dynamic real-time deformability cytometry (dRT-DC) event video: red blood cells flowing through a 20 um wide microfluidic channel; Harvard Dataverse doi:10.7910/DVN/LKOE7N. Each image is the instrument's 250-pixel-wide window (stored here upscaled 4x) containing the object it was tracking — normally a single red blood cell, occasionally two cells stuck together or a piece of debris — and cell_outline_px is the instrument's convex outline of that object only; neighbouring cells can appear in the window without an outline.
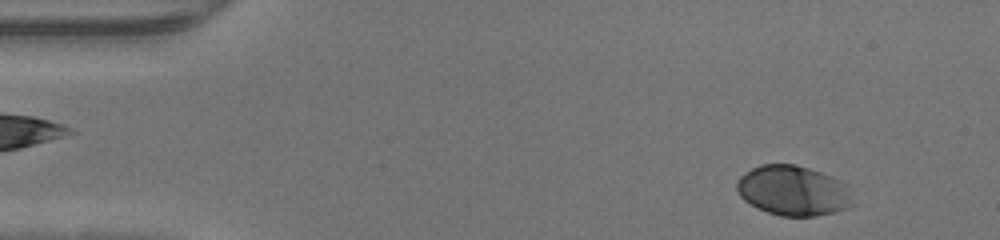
{"species": "human", "species_latin": "Homo sapiens", "temperature_condition": "warm", "stored_images_in_passage": 46, "camera_frame_rate_fps": 3000, "um_per_image_px": 0.085, "donor": {"sex": "male"}, "frame": {"image": 1, "passage_image": 3, "time_ms": 0.667, "image_size_px": [1000, 240], "cell_outline_px": [[852, 204], [848, 208], [836, 212], [816, 216], [780, 216], [768, 212], [744, 200], [740, 196], [736, 188], [736, 180], [744, 172], [760, 164], [796, 164], [832, 176], [848, 184]], "centroid_in_image_um": [67.42, 16.19], "position_along_channel_um": 17.6, "area_um2": 33.93}}
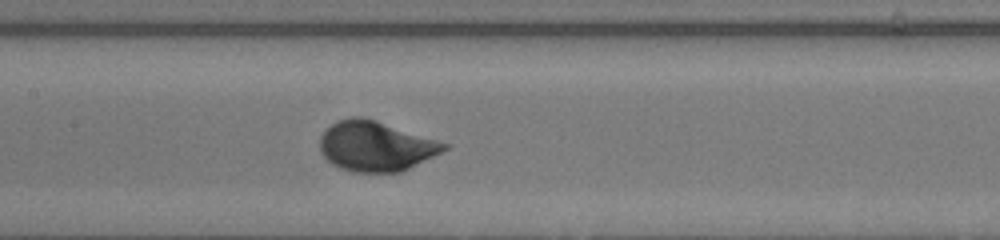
{"frame": {"image": 2, "passage_image": 21, "time_ms": 6.667, "image_size_px": [1000, 240], "cell_outline_px": [[452, 144], [448, 148], [400, 172], [352, 172], [340, 168], [332, 164], [320, 152], [320, 136], [336, 120], [352, 116], [360, 116], [376, 120]], "centroid_in_image_um": [31.93, 12.41], "position_along_channel_um": 175.5, "area_um2": 36.13}}
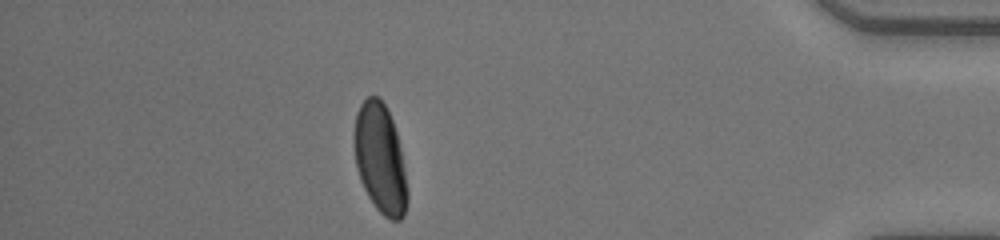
{"frame": {"image": 3, "passage_image": 40, "time_ms": 13.0, "image_size_px": [1000, 240], "cell_outline_px": [[408, 200], [404, 216], [400, 220], [388, 220], [376, 208], [368, 196], [360, 180], [356, 168], [352, 140], [352, 136], [356, 112], [360, 104], [368, 96], [380, 96], [392, 120], [396, 132], [400, 148], [404, 168], [408, 192]], "centroid_in_image_um": [32.29, 13.49], "position_along_channel_um": 402.9, "area_um2": 34.33}}